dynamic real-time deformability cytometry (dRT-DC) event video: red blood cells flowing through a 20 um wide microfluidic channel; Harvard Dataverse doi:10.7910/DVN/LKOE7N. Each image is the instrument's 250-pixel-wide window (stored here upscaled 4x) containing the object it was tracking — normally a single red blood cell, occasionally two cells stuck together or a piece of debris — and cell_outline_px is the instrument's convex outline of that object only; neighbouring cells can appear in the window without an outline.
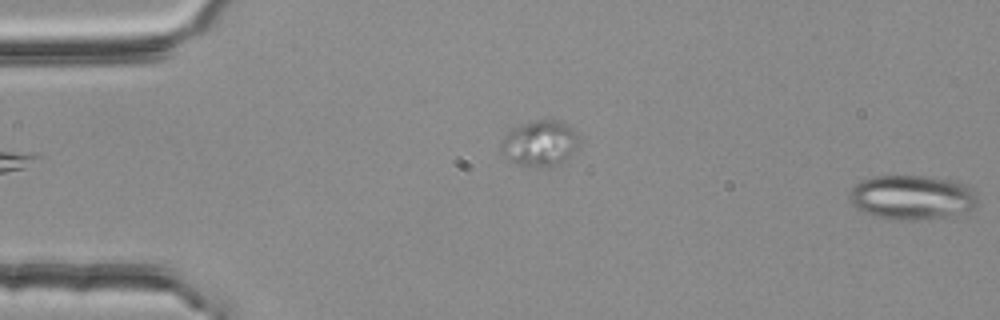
{"species": "common noctule bat (a hibernating species)", "species_latin": "Nyctalus noctula", "temperature_condition": "room temperature", "stored_images_in_passage": 5, "segment_of_instrument_passage": [2, 2], "camera_frame_rate_fps": 3000, "um_per_image_px": 0.085, "animal": {"sex": "female", "body_mass_g": 25.1}, "frame": {"image": 1, "passage_image": 5, "time_ms": 1.333, "image_size_px": [1000, 320], "cell_outline_px": [[980, 204], [972, 208], [960, 212], [944, 216], [912, 220], [888, 220], [864, 212], [856, 208], [848, 200], [848, 192], [856, 184], [872, 176], [924, 176], [952, 180], [968, 184], [976, 192]], "centroid_in_image_um": [77.51, 16.76], "position_along_channel_um": 7.5, "area_um2": 33.35}}